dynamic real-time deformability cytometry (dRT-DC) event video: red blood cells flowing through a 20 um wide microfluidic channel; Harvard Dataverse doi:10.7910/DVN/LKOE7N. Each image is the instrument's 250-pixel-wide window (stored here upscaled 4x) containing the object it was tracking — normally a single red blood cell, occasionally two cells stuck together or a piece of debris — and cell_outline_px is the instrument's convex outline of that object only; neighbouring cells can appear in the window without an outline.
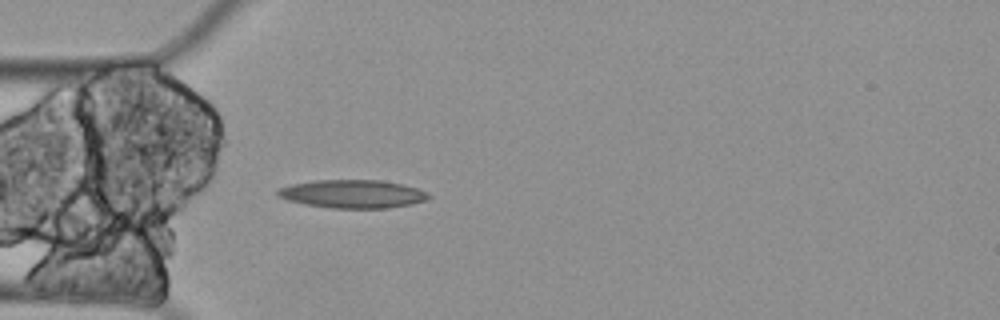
{"species": "Egyptian fruit bat (a non-hibernating species)", "species_latin": "Rousettus aegyptiacus", "temperature_condition": "cold", "stored_images_in_passage": 4, "camera_frame_rate_fps": 3000, "um_per_image_px": 0.085, "animal": {"sex": "female"}, "frame": {"image": 1, "passage_image": 4, "time_ms": 1.0, "image_size_px": [1000, 320], "cell_outline_px": [[432, 196], [424, 200], [412, 204], [388, 208], [332, 208], [304, 204], [288, 200], [276, 196], [276, 192], [280, 188], [292, 184], [316, 180], [380, 180], [400, 184], [416, 188]], "centroid_in_image_um": [29.93, 16.49], "position_along_channel_um": 55.1, "area_um2": 24.62}}